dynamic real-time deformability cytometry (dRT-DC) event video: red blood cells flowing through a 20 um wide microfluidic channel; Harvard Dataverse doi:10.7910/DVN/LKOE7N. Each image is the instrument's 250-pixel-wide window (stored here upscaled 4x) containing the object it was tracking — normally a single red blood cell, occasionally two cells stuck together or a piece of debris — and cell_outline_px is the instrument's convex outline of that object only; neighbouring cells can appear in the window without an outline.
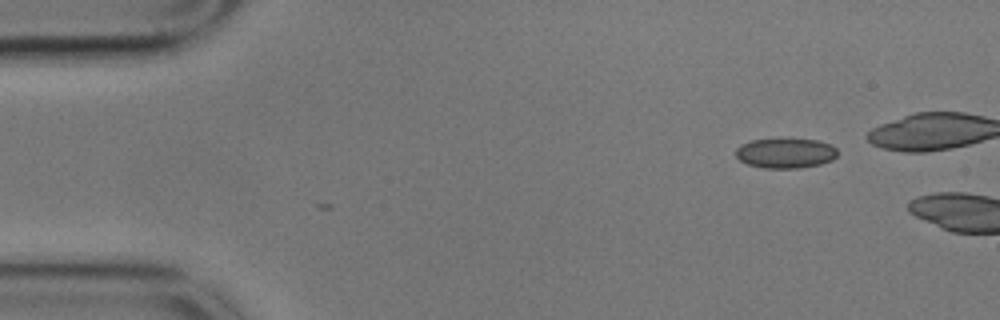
{"species": "common noctule bat (a hibernating species)", "species_latin": "Nyctalus noctula", "temperature_condition": "cold", "stored_images_in_passage": 3, "camera_frame_rate_fps": 3000, "um_per_image_px": 0.085, "animal": {"sex": "male", "body_mass_g": 17.9}, "frame": {"image": 1, "passage_image": 3, "time_ms": 0.667, "image_size_px": [1000, 320], "cell_outline_px": [[836, 156], [832, 160], [820, 164], [800, 168], [764, 168], [748, 164], [740, 160], [736, 156], [736, 148], [740, 144], [752, 140], [816, 140], [832, 144], [836, 148]], "centroid_in_image_um": [66.77, 13.03], "position_along_channel_um": 18.2, "area_um2": 17.51}}